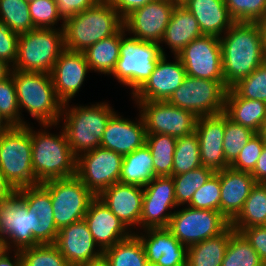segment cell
Listing matches in <instances>:
<instances>
[{"label": "cell", "mask_w": 266, "mask_h": 266, "mask_svg": "<svg viewBox=\"0 0 266 266\" xmlns=\"http://www.w3.org/2000/svg\"><path fill=\"white\" fill-rule=\"evenodd\" d=\"M199 139L196 132L177 138L174 150L173 175L201 167Z\"/></svg>", "instance_id": "37"}, {"label": "cell", "mask_w": 266, "mask_h": 266, "mask_svg": "<svg viewBox=\"0 0 266 266\" xmlns=\"http://www.w3.org/2000/svg\"><path fill=\"white\" fill-rule=\"evenodd\" d=\"M227 91L224 81L186 75L168 102L193 112L197 117L212 116L224 113Z\"/></svg>", "instance_id": "10"}, {"label": "cell", "mask_w": 266, "mask_h": 266, "mask_svg": "<svg viewBox=\"0 0 266 266\" xmlns=\"http://www.w3.org/2000/svg\"><path fill=\"white\" fill-rule=\"evenodd\" d=\"M123 24V18L109 0L99 1L64 22V47L84 52L98 41L116 34Z\"/></svg>", "instance_id": "3"}, {"label": "cell", "mask_w": 266, "mask_h": 266, "mask_svg": "<svg viewBox=\"0 0 266 266\" xmlns=\"http://www.w3.org/2000/svg\"><path fill=\"white\" fill-rule=\"evenodd\" d=\"M219 40L224 82L228 89L265 62L258 22L235 21Z\"/></svg>", "instance_id": "1"}, {"label": "cell", "mask_w": 266, "mask_h": 266, "mask_svg": "<svg viewBox=\"0 0 266 266\" xmlns=\"http://www.w3.org/2000/svg\"><path fill=\"white\" fill-rule=\"evenodd\" d=\"M19 109L40 125H60L63 104L58 100L51 74L12 70Z\"/></svg>", "instance_id": "5"}, {"label": "cell", "mask_w": 266, "mask_h": 266, "mask_svg": "<svg viewBox=\"0 0 266 266\" xmlns=\"http://www.w3.org/2000/svg\"><path fill=\"white\" fill-rule=\"evenodd\" d=\"M123 155L102 147L77 157V177L89 191L98 197L114 183L119 182Z\"/></svg>", "instance_id": "13"}, {"label": "cell", "mask_w": 266, "mask_h": 266, "mask_svg": "<svg viewBox=\"0 0 266 266\" xmlns=\"http://www.w3.org/2000/svg\"><path fill=\"white\" fill-rule=\"evenodd\" d=\"M264 145L265 143L256 133L240 151L236 160L230 165V168L251 173L256 166Z\"/></svg>", "instance_id": "49"}, {"label": "cell", "mask_w": 266, "mask_h": 266, "mask_svg": "<svg viewBox=\"0 0 266 266\" xmlns=\"http://www.w3.org/2000/svg\"><path fill=\"white\" fill-rule=\"evenodd\" d=\"M241 233L258 253L263 264L266 265V228L263 226L247 227Z\"/></svg>", "instance_id": "52"}, {"label": "cell", "mask_w": 266, "mask_h": 266, "mask_svg": "<svg viewBox=\"0 0 266 266\" xmlns=\"http://www.w3.org/2000/svg\"><path fill=\"white\" fill-rule=\"evenodd\" d=\"M90 67L83 52L64 49L50 73L56 96L64 105L74 98L89 73Z\"/></svg>", "instance_id": "20"}, {"label": "cell", "mask_w": 266, "mask_h": 266, "mask_svg": "<svg viewBox=\"0 0 266 266\" xmlns=\"http://www.w3.org/2000/svg\"><path fill=\"white\" fill-rule=\"evenodd\" d=\"M162 55L147 81L131 96L134 101H168L186 76L184 65L177 55L169 62ZM168 61V62H167Z\"/></svg>", "instance_id": "19"}, {"label": "cell", "mask_w": 266, "mask_h": 266, "mask_svg": "<svg viewBox=\"0 0 266 266\" xmlns=\"http://www.w3.org/2000/svg\"><path fill=\"white\" fill-rule=\"evenodd\" d=\"M12 126L13 125L7 119H5L0 112V135L8 131Z\"/></svg>", "instance_id": "59"}, {"label": "cell", "mask_w": 266, "mask_h": 266, "mask_svg": "<svg viewBox=\"0 0 266 266\" xmlns=\"http://www.w3.org/2000/svg\"><path fill=\"white\" fill-rule=\"evenodd\" d=\"M134 233L141 240L149 266H187L188 247L167 227L147 228Z\"/></svg>", "instance_id": "18"}, {"label": "cell", "mask_w": 266, "mask_h": 266, "mask_svg": "<svg viewBox=\"0 0 266 266\" xmlns=\"http://www.w3.org/2000/svg\"><path fill=\"white\" fill-rule=\"evenodd\" d=\"M27 3H30V2H33V1H36V0H25Z\"/></svg>", "instance_id": "64"}, {"label": "cell", "mask_w": 266, "mask_h": 266, "mask_svg": "<svg viewBox=\"0 0 266 266\" xmlns=\"http://www.w3.org/2000/svg\"><path fill=\"white\" fill-rule=\"evenodd\" d=\"M103 258L109 266H149L143 244L135 233L104 250Z\"/></svg>", "instance_id": "34"}, {"label": "cell", "mask_w": 266, "mask_h": 266, "mask_svg": "<svg viewBox=\"0 0 266 266\" xmlns=\"http://www.w3.org/2000/svg\"><path fill=\"white\" fill-rule=\"evenodd\" d=\"M175 5L172 0H153L128 14L124 28L139 40L160 44Z\"/></svg>", "instance_id": "15"}, {"label": "cell", "mask_w": 266, "mask_h": 266, "mask_svg": "<svg viewBox=\"0 0 266 266\" xmlns=\"http://www.w3.org/2000/svg\"><path fill=\"white\" fill-rule=\"evenodd\" d=\"M30 126H12L0 135V169L16 190L40 184L32 168Z\"/></svg>", "instance_id": "8"}, {"label": "cell", "mask_w": 266, "mask_h": 266, "mask_svg": "<svg viewBox=\"0 0 266 266\" xmlns=\"http://www.w3.org/2000/svg\"><path fill=\"white\" fill-rule=\"evenodd\" d=\"M77 266H109L108 262L101 257L98 260L92 261V262H88V263H84V264H80Z\"/></svg>", "instance_id": "60"}, {"label": "cell", "mask_w": 266, "mask_h": 266, "mask_svg": "<svg viewBox=\"0 0 266 266\" xmlns=\"http://www.w3.org/2000/svg\"><path fill=\"white\" fill-rule=\"evenodd\" d=\"M220 197V179L219 171H217L205 184L196 190L187 206L196 209L220 211Z\"/></svg>", "instance_id": "45"}, {"label": "cell", "mask_w": 266, "mask_h": 266, "mask_svg": "<svg viewBox=\"0 0 266 266\" xmlns=\"http://www.w3.org/2000/svg\"><path fill=\"white\" fill-rule=\"evenodd\" d=\"M60 18L62 19L61 27H64V22L83 12L87 8L96 5L99 0H54Z\"/></svg>", "instance_id": "51"}, {"label": "cell", "mask_w": 266, "mask_h": 266, "mask_svg": "<svg viewBox=\"0 0 266 266\" xmlns=\"http://www.w3.org/2000/svg\"><path fill=\"white\" fill-rule=\"evenodd\" d=\"M196 18L183 5H175L160 44L165 43L174 55L195 38L202 36Z\"/></svg>", "instance_id": "28"}, {"label": "cell", "mask_w": 266, "mask_h": 266, "mask_svg": "<svg viewBox=\"0 0 266 266\" xmlns=\"http://www.w3.org/2000/svg\"><path fill=\"white\" fill-rule=\"evenodd\" d=\"M224 114L233 122L258 133L266 119V103L241 98L230 88L226 94Z\"/></svg>", "instance_id": "29"}, {"label": "cell", "mask_w": 266, "mask_h": 266, "mask_svg": "<svg viewBox=\"0 0 266 266\" xmlns=\"http://www.w3.org/2000/svg\"><path fill=\"white\" fill-rule=\"evenodd\" d=\"M12 66L0 59V80H4L11 75Z\"/></svg>", "instance_id": "57"}, {"label": "cell", "mask_w": 266, "mask_h": 266, "mask_svg": "<svg viewBox=\"0 0 266 266\" xmlns=\"http://www.w3.org/2000/svg\"><path fill=\"white\" fill-rule=\"evenodd\" d=\"M219 179L220 212L231 222L242 210L256 181L250 172L237 171L230 167L219 171Z\"/></svg>", "instance_id": "26"}, {"label": "cell", "mask_w": 266, "mask_h": 266, "mask_svg": "<svg viewBox=\"0 0 266 266\" xmlns=\"http://www.w3.org/2000/svg\"><path fill=\"white\" fill-rule=\"evenodd\" d=\"M225 5L236 22H259L266 16V0H225Z\"/></svg>", "instance_id": "44"}, {"label": "cell", "mask_w": 266, "mask_h": 266, "mask_svg": "<svg viewBox=\"0 0 266 266\" xmlns=\"http://www.w3.org/2000/svg\"><path fill=\"white\" fill-rule=\"evenodd\" d=\"M121 29L114 35L91 45L83 53L90 70L110 75L120 56Z\"/></svg>", "instance_id": "32"}, {"label": "cell", "mask_w": 266, "mask_h": 266, "mask_svg": "<svg viewBox=\"0 0 266 266\" xmlns=\"http://www.w3.org/2000/svg\"><path fill=\"white\" fill-rule=\"evenodd\" d=\"M176 5H183L186 3L188 0H172Z\"/></svg>", "instance_id": "62"}, {"label": "cell", "mask_w": 266, "mask_h": 266, "mask_svg": "<svg viewBox=\"0 0 266 266\" xmlns=\"http://www.w3.org/2000/svg\"><path fill=\"white\" fill-rule=\"evenodd\" d=\"M266 145V119L263 121L260 130L257 133Z\"/></svg>", "instance_id": "61"}, {"label": "cell", "mask_w": 266, "mask_h": 266, "mask_svg": "<svg viewBox=\"0 0 266 266\" xmlns=\"http://www.w3.org/2000/svg\"><path fill=\"white\" fill-rule=\"evenodd\" d=\"M266 220V183H256L239 214L230 222L237 232L244 228L263 226Z\"/></svg>", "instance_id": "33"}, {"label": "cell", "mask_w": 266, "mask_h": 266, "mask_svg": "<svg viewBox=\"0 0 266 266\" xmlns=\"http://www.w3.org/2000/svg\"><path fill=\"white\" fill-rule=\"evenodd\" d=\"M258 253L241 233L234 231L225 250L222 266H263Z\"/></svg>", "instance_id": "36"}, {"label": "cell", "mask_w": 266, "mask_h": 266, "mask_svg": "<svg viewBox=\"0 0 266 266\" xmlns=\"http://www.w3.org/2000/svg\"><path fill=\"white\" fill-rule=\"evenodd\" d=\"M20 253L23 266H70L55 244H39Z\"/></svg>", "instance_id": "41"}, {"label": "cell", "mask_w": 266, "mask_h": 266, "mask_svg": "<svg viewBox=\"0 0 266 266\" xmlns=\"http://www.w3.org/2000/svg\"><path fill=\"white\" fill-rule=\"evenodd\" d=\"M225 114L197 118L195 132L199 139L200 160L215 172L229 168L223 152Z\"/></svg>", "instance_id": "22"}, {"label": "cell", "mask_w": 266, "mask_h": 266, "mask_svg": "<svg viewBox=\"0 0 266 266\" xmlns=\"http://www.w3.org/2000/svg\"><path fill=\"white\" fill-rule=\"evenodd\" d=\"M261 29L262 41H263V53L266 61V16L258 22Z\"/></svg>", "instance_id": "58"}, {"label": "cell", "mask_w": 266, "mask_h": 266, "mask_svg": "<svg viewBox=\"0 0 266 266\" xmlns=\"http://www.w3.org/2000/svg\"><path fill=\"white\" fill-rule=\"evenodd\" d=\"M177 56L184 65L186 75L224 81L219 37L203 34L186 45Z\"/></svg>", "instance_id": "14"}, {"label": "cell", "mask_w": 266, "mask_h": 266, "mask_svg": "<svg viewBox=\"0 0 266 266\" xmlns=\"http://www.w3.org/2000/svg\"><path fill=\"white\" fill-rule=\"evenodd\" d=\"M143 194L144 187L118 182L108 187L98 198L133 232V226L140 227Z\"/></svg>", "instance_id": "25"}, {"label": "cell", "mask_w": 266, "mask_h": 266, "mask_svg": "<svg viewBox=\"0 0 266 266\" xmlns=\"http://www.w3.org/2000/svg\"><path fill=\"white\" fill-rule=\"evenodd\" d=\"M177 138L166 134H147L146 145L153 159L155 176H172Z\"/></svg>", "instance_id": "35"}, {"label": "cell", "mask_w": 266, "mask_h": 266, "mask_svg": "<svg viewBox=\"0 0 266 266\" xmlns=\"http://www.w3.org/2000/svg\"><path fill=\"white\" fill-rule=\"evenodd\" d=\"M143 118L146 134H166L175 138L195 132L197 116L168 101H135ZM139 106V107H138Z\"/></svg>", "instance_id": "12"}, {"label": "cell", "mask_w": 266, "mask_h": 266, "mask_svg": "<svg viewBox=\"0 0 266 266\" xmlns=\"http://www.w3.org/2000/svg\"><path fill=\"white\" fill-rule=\"evenodd\" d=\"M55 245L70 266L92 262L103 257V251L95 243L84 219L59 230Z\"/></svg>", "instance_id": "21"}, {"label": "cell", "mask_w": 266, "mask_h": 266, "mask_svg": "<svg viewBox=\"0 0 266 266\" xmlns=\"http://www.w3.org/2000/svg\"><path fill=\"white\" fill-rule=\"evenodd\" d=\"M183 6L196 18L204 35L221 37L235 22L225 0H188Z\"/></svg>", "instance_id": "27"}, {"label": "cell", "mask_w": 266, "mask_h": 266, "mask_svg": "<svg viewBox=\"0 0 266 266\" xmlns=\"http://www.w3.org/2000/svg\"><path fill=\"white\" fill-rule=\"evenodd\" d=\"M263 227H265V228H266V220H265V222H264V224H263Z\"/></svg>", "instance_id": "65"}, {"label": "cell", "mask_w": 266, "mask_h": 266, "mask_svg": "<svg viewBox=\"0 0 266 266\" xmlns=\"http://www.w3.org/2000/svg\"><path fill=\"white\" fill-rule=\"evenodd\" d=\"M112 6L117 10L124 19L133 10L143 7L153 0H109Z\"/></svg>", "instance_id": "53"}, {"label": "cell", "mask_w": 266, "mask_h": 266, "mask_svg": "<svg viewBox=\"0 0 266 266\" xmlns=\"http://www.w3.org/2000/svg\"><path fill=\"white\" fill-rule=\"evenodd\" d=\"M142 202L176 204L175 188L172 176L155 177L144 187Z\"/></svg>", "instance_id": "47"}, {"label": "cell", "mask_w": 266, "mask_h": 266, "mask_svg": "<svg viewBox=\"0 0 266 266\" xmlns=\"http://www.w3.org/2000/svg\"><path fill=\"white\" fill-rule=\"evenodd\" d=\"M155 177L153 159L146 143L124 155L120 183L145 187Z\"/></svg>", "instance_id": "30"}, {"label": "cell", "mask_w": 266, "mask_h": 266, "mask_svg": "<svg viewBox=\"0 0 266 266\" xmlns=\"http://www.w3.org/2000/svg\"><path fill=\"white\" fill-rule=\"evenodd\" d=\"M234 231L229 226L223 233L189 246L187 266H222L225 250Z\"/></svg>", "instance_id": "31"}, {"label": "cell", "mask_w": 266, "mask_h": 266, "mask_svg": "<svg viewBox=\"0 0 266 266\" xmlns=\"http://www.w3.org/2000/svg\"><path fill=\"white\" fill-rule=\"evenodd\" d=\"M0 112L13 126L29 124L21 116L12 75L0 80Z\"/></svg>", "instance_id": "43"}, {"label": "cell", "mask_w": 266, "mask_h": 266, "mask_svg": "<svg viewBox=\"0 0 266 266\" xmlns=\"http://www.w3.org/2000/svg\"><path fill=\"white\" fill-rule=\"evenodd\" d=\"M18 38L19 34L12 32L0 22V59L12 67L17 59Z\"/></svg>", "instance_id": "50"}, {"label": "cell", "mask_w": 266, "mask_h": 266, "mask_svg": "<svg viewBox=\"0 0 266 266\" xmlns=\"http://www.w3.org/2000/svg\"><path fill=\"white\" fill-rule=\"evenodd\" d=\"M43 130L31 127L32 168L39 183L51 179L77 175V157L71 150L63 130L52 134L47 129L57 125H40Z\"/></svg>", "instance_id": "2"}, {"label": "cell", "mask_w": 266, "mask_h": 266, "mask_svg": "<svg viewBox=\"0 0 266 266\" xmlns=\"http://www.w3.org/2000/svg\"><path fill=\"white\" fill-rule=\"evenodd\" d=\"M146 135L145 124L140 113L138 119L131 121L116 112L107 123L100 147L124 156L142 147L146 143Z\"/></svg>", "instance_id": "24"}, {"label": "cell", "mask_w": 266, "mask_h": 266, "mask_svg": "<svg viewBox=\"0 0 266 266\" xmlns=\"http://www.w3.org/2000/svg\"><path fill=\"white\" fill-rule=\"evenodd\" d=\"M9 253L11 254L13 252L5 249L0 254V266H23V260L20 251L14 250V257L12 255L10 257Z\"/></svg>", "instance_id": "55"}, {"label": "cell", "mask_w": 266, "mask_h": 266, "mask_svg": "<svg viewBox=\"0 0 266 266\" xmlns=\"http://www.w3.org/2000/svg\"><path fill=\"white\" fill-rule=\"evenodd\" d=\"M178 208L177 204H165L158 202H142L140 217V230L147 228L168 227L172 214L169 211Z\"/></svg>", "instance_id": "46"}, {"label": "cell", "mask_w": 266, "mask_h": 266, "mask_svg": "<svg viewBox=\"0 0 266 266\" xmlns=\"http://www.w3.org/2000/svg\"><path fill=\"white\" fill-rule=\"evenodd\" d=\"M0 22L19 35L35 28L25 0H0Z\"/></svg>", "instance_id": "39"}, {"label": "cell", "mask_w": 266, "mask_h": 266, "mask_svg": "<svg viewBox=\"0 0 266 266\" xmlns=\"http://www.w3.org/2000/svg\"><path fill=\"white\" fill-rule=\"evenodd\" d=\"M215 173L214 170L201 166L179 175H172L177 206L189 204L193 194Z\"/></svg>", "instance_id": "38"}, {"label": "cell", "mask_w": 266, "mask_h": 266, "mask_svg": "<svg viewBox=\"0 0 266 266\" xmlns=\"http://www.w3.org/2000/svg\"><path fill=\"white\" fill-rule=\"evenodd\" d=\"M16 189L6 179L2 170L0 169V203L8 200L16 193Z\"/></svg>", "instance_id": "56"}, {"label": "cell", "mask_w": 266, "mask_h": 266, "mask_svg": "<svg viewBox=\"0 0 266 266\" xmlns=\"http://www.w3.org/2000/svg\"><path fill=\"white\" fill-rule=\"evenodd\" d=\"M50 194L58 230L84 219L95 196L77 177L51 179L40 183Z\"/></svg>", "instance_id": "9"}, {"label": "cell", "mask_w": 266, "mask_h": 266, "mask_svg": "<svg viewBox=\"0 0 266 266\" xmlns=\"http://www.w3.org/2000/svg\"><path fill=\"white\" fill-rule=\"evenodd\" d=\"M255 134L251 129L233 122L225 115L223 152L229 165L236 160L240 151Z\"/></svg>", "instance_id": "40"}, {"label": "cell", "mask_w": 266, "mask_h": 266, "mask_svg": "<svg viewBox=\"0 0 266 266\" xmlns=\"http://www.w3.org/2000/svg\"><path fill=\"white\" fill-rule=\"evenodd\" d=\"M121 28L120 56L110 74L122 85L130 87L133 95L150 77L159 58L165 55L163 45L145 42L135 36L127 37Z\"/></svg>", "instance_id": "6"}, {"label": "cell", "mask_w": 266, "mask_h": 266, "mask_svg": "<svg viewBox=\"0 0 266 266\" xmlns=\"http://www.w3.org/2000/svg\"><path fill=\"white\" fill-rule=\"evenodd\" d=\"M84 220L95 243L102 251L134 233L98 197L91 201Z\"/></svg>", "instance_id": "23"}, {"label": "cell", "mask_w": 266, "mask_h": 266, "mask_svg": "<svg viewBox=\"0 0 266 266\" xmlns=\"http://www.w3.org/2000/svg\"><path fill=\"white\" fill-rule=\"evenodd\" d=\"M5 250V246H4V243H3V240L1 239L0 237V254Z\"/></svg>", "instance_id": "63"}, {"label": "cell", "mask_w": 266, "mask_h": 266, "mask_svg": "<svg viewBox=\"0 0 266 266\" xmlns=\"http://www.w3.org/2000/svg\"><path fill=\"white\" fill-rule=\"evenodd\" d=\"M0 237L10 251L39 245L33 238L27 206L17 193L0 203Z\"/></svg>", "instance_id": "16"}, {"label": "cell", "mask_w": 266, "mask_h": 266, "mask_svg": "<svg viewBox=\"0 0 266 266\" xmlns=\"http://www.w3.org/2000/svg\"><path fill=\"white\" fill-rule=\"evenodd\" d=\"M251 175L255 179L256 183H266V145H264Z\"/></svg>", "instance_id": "54"}, {"label": "cell", "mask_w": 266, "mask_h": 266, "mask_svg": "<svg viewBox=\"0 0 266 266\" xmlns=\"http://www.w3.org/2000/svg\"><path fill=\"white\" fill-rule=\"evenodd\" d=\"M16 193L27 206L33 238L39 244H55L59 230L55 225L49 192L38 184L20 188Z\"/></svg>", "instance_id": "17"}, {"label": "cell", "mask_w": 266, "mask_h": 266, "mask_svg": "<svg viewBox=\"0 0 266 266\" xmlns=\"http://www.w3.org/2000/svg\"><path fill=\"white\" fill-rule=\"evenodd\" d=\"M232 89L241 97L266 103V61Z\"/></svg>", "instance_id": "42"}, {"label": "cell", "mask_w": 266, "mask_h": 266, "mask_svg": "<svg viewBox=\"0 0 266 266\" xmlns=\"http://www.w3.org/2000/svg\"><path fill=\"white\" fill-rule=\"evenodd\" d=\"M230 222L220 211L185 206L175 210L168 229L187 247L223 233Z\"/></svg>", "instance_id": "11"}, {"label": "cell", "mask_w": 266, "mask_h": 266, "mask_svg": "<svg viewBox=\"0 0 266 266\" xmlns=\"http://www.w3.org/2000/svg\"><path fill=\"white\" fill-rule=\"evenodd\" d=\"M28 5L35 28H56L58 21L62 20L54 0H36Z\"/></svg>", "instance_id": "48"}, {"label": "cell", "mask_w": 266, "mask_h": 266, "mask_svg": "<svg viewBox=\"0 0 266 266\" xmlns=\"http://www.w3.org/2000/svg\"><path fill=\"white\" fill-rule=\"evenodd\" d=\"M17 59L12 70L50 74L65 49L63 27L34 28L20 34Z\"/></svg>", "instance_id": "7"}, {"label": "cell", "mask_w": 266, "mask_h": 266, "mask_svg": "<svg viewBox=\"0 0 266 266\" xmlns=\"http://www.w3.org/2000/svg\"><path fill=\"white\" fill-rule=\"evenodd\" d=\"M107 102H96L91 106L66 103L62 107L60 121L71 150L76 157L100 147L109 119L116 113Z\"/></svg>", "instance_id": "4"}]
</instances>
